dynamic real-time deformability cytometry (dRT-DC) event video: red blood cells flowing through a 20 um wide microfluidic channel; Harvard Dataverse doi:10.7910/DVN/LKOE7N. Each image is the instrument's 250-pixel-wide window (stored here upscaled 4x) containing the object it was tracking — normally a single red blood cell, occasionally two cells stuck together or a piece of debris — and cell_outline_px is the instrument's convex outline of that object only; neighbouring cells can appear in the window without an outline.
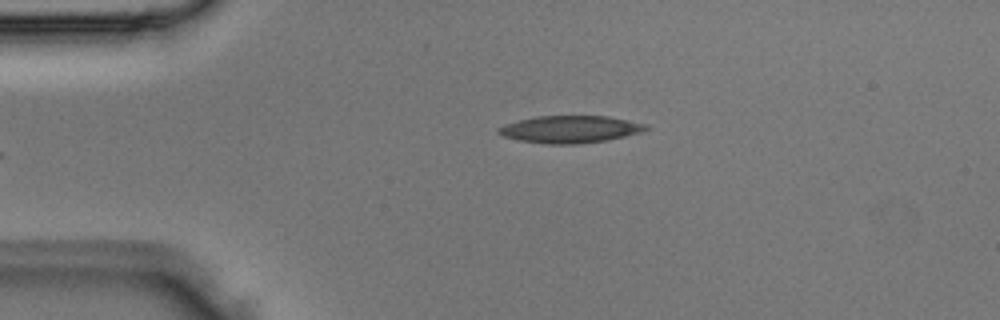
{"species": "Egyptian fruit bat (a non-hibernating species)", "species_latin": "Rousettus aegyptiacus", "temperature_condition": "room temperature", "stored_images_in_passage": 5, "camera_frame_rate_fps": 3000, "um_per_image_px": 0.085, "animal": {"sex": "male"}, "frame": {"image": 1, "passage_image": 5, "time_ms": 1.333, "image_size_px": [1000, 320], "cell_outline_px": [[648, 128], [644, 132], [604, 140], [580, 144], [544, 144], [516, 140], [504, 136], [496, 132], [496, 128], [504, 124], [536, 116], [608, 116], [648, 124]], "centroid_in_image_um": [48.44, 10.99], "position_along_channel_um": 36.6, "area_um2": 23.52}}